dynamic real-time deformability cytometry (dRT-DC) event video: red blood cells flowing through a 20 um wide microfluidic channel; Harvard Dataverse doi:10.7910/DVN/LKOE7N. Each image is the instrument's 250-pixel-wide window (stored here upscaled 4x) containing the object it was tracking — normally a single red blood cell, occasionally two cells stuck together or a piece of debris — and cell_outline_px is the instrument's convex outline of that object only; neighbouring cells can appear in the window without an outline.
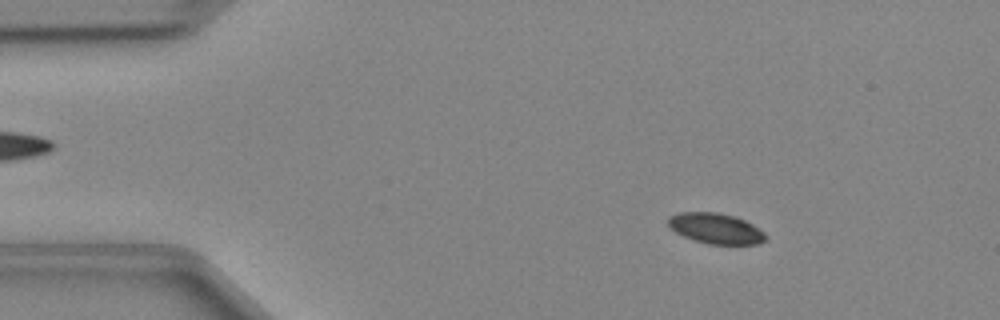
{"species": "Egyptian fruit bat (a non-hibernating species)", "species_latin": "Rousettus aegyptiacus", "temperature_condition": "cold", "stored_images_in_passage": 48, "camera_frame_rate_fps": 3000, "um_per_image_px": 0.085, "animal": {"sex": "female"}, "frame": {"image": 1, "passage_image": 7, "time_ms": 2.0, "image_size_px": [1000, 320], "cell_outline_px": [[768, 236], [760, 244], [708, 244], [684, 236], [676, 232], [668, 224], [668, 216], [680, 212], [716, 212], [732, 216], [744, 220], [752, 224], [764, 232]], "centroid_in_image_um": [60.85, 19.42], "position_along_channel_um": 24.2, "area_um2": 17.17}}
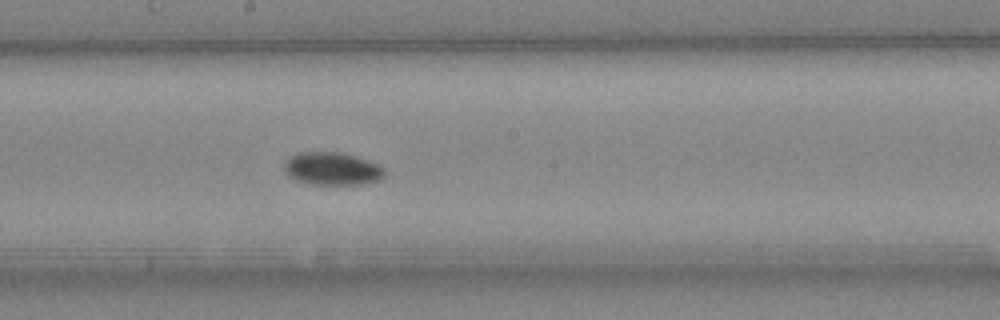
{"frame": {"image": 2, "passage_image": 26, "time_ms": 8.333, "image_size_px": [1000, 320], "cell_outline_px": [[384, 176], [380, 180], [360, 184], [312, 184], [296, 180], [284, 168], [284, 160], [288, 156], [296, 152], [340, 152], [356, 156], [368, 160], [384, 168]], "centroid_in_image_um": [28.22, 14.32], "position_along_channel_um": 220.0, "area_um2": 19.13}}
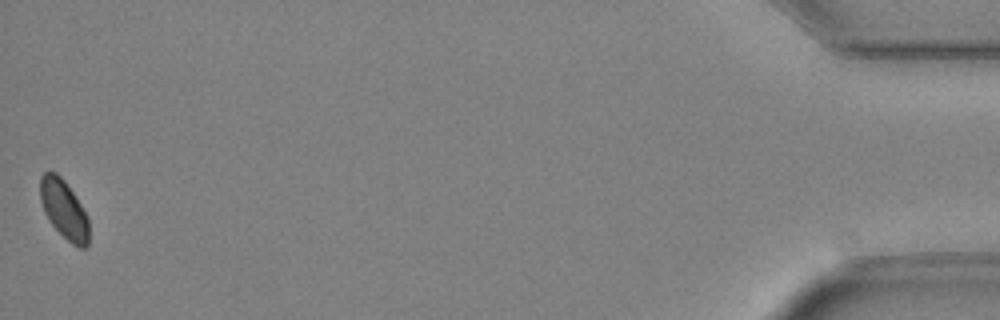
{"frame": {"image": 3, "passage_image": 48, "time_ms": 15.667, "image_size_px": [1000, 320], "cell_outline_px": [[88, 244], [84, 248], [80, 248], [72, 244], [48, 220], [44, 212], [40, 200], [40, 176], [44, 172], [56, 172], [64, 180], [88, 216]], "centroid_in_image_um": [5.42, 17.79], "position_along_channel_um": 429.8, "area_um2": 16.47}}